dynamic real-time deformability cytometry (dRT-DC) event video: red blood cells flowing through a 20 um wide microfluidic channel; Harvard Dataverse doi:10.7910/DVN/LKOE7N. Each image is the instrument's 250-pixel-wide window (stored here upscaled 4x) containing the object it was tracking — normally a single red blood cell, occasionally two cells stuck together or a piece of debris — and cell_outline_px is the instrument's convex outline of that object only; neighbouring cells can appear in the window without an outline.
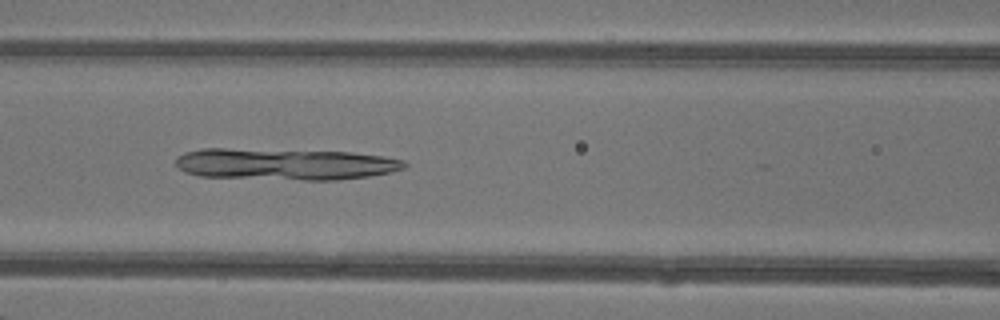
{"species": "common noctule bat (a hibernating species)", "species_latin": "Nyctalus noctula", "temperature_condition": "warm", "stored_images_in_passage": 35, "camera_frame_rate_fps": 3000, "um_per_image_px": 0.085, "animal": {"sex": "female"}, "frame": {"image": 1, "passage_image": 9, "time_ms": 2.667, "image_size_px": [1000, 320], "cell_outline_px": [[408, 164], [404, 168], [388, 172], [368, 176], [336, 180], [304, 180], [200, 176], [188, 172], [180, 168], [176, 164], [176, 156], [184, 152], [200, 148], [224, 148], [352, 152], [384, 156], [404, 160]], "centroid_in_image_um": [24.22, 13.94], "position_along_channel_um": 142.4, "area_um2": 42.08}}
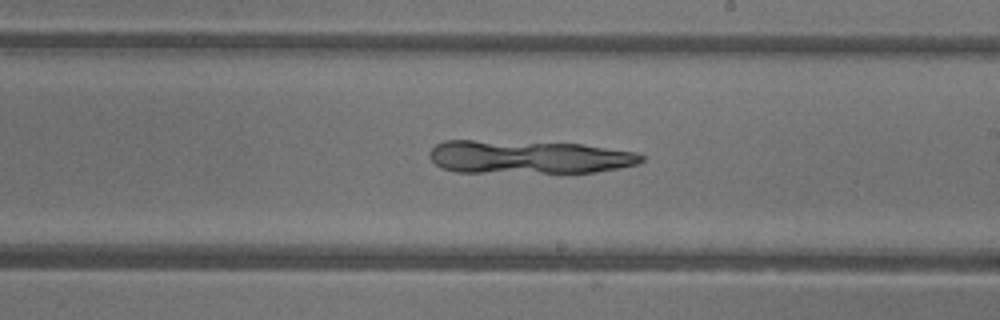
{"frame": {"image": 2, "passage_image": 16, "time_ms": 5.0, "image_size_px": [1000, 320], "cell_outline_px": [[644, 160], [640, 164], [620, 168], [596, 172], [456, 172], [440, 168], [428, 156], [428, 152], [436, 144], [444, 140], [472, 140], [580, 144], [636, 152], [644, 156]], "centroid_in_image_um": [44.91, 13.35], "position_along_channel_um": 244.1, "area_um2": 41.15}}
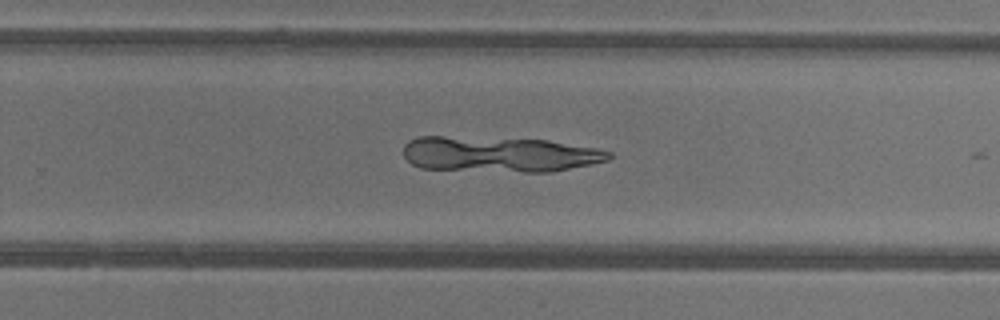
{"frame": {"image": 3, "passage_image": 19, "time_ms": 6.0, "image_size_px": [1000, 320], "cell_outline_px": [[612, 156], [608, 160], [592, 164], [552, 172], [524, 172], [420, 168], [412, 164], [404, 156], [404, 144], [408, 140], [416, 136], [444, 136], [548, 140], [596, 148], [612, 152]], "centroid_in_image_um": [42.44, 13.11], "position_along_channel_um": 287.4, "area_um2": 42.66}}